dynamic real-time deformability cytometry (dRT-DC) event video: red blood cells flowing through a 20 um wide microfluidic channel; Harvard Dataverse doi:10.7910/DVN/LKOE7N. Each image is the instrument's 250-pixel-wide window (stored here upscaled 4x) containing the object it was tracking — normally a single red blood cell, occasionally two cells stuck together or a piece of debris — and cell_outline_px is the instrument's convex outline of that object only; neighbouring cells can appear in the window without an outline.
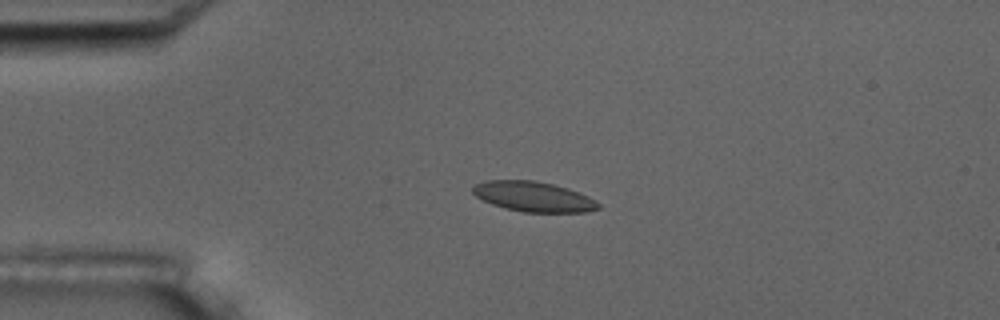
{"species": "common noctule bat (a hibernating species)", "species_latin": "Nyctalus noctula", "temperature_condition": "room temperature", "stored_images_in_passage": 5, "camera_frame_rate_fps": 3000, "um_per_image_px": 0.085, "animal": {"sex": "male", "body_mass_g": 17.5, "forearm_length_mm": 52.3}, "frame": {"image": 1, "passage_image": 4, "time_ms": 4.333, "image_size_px": [1000, 320], "cell_outline_px": [[600, 208], [584, 212], [524, 212], [504, 208], [492, 204], [476, 196], [472, 192], [472, 188], [476, 184], [484, 180], [532, 180], [552, 184], [568, 188], [588, 196], [596, 200], [600, 204]], "centroid_in_image_um": [45.34, 16.71], "position_along_channel_um": 39.7, "area_um2": 21.96}}